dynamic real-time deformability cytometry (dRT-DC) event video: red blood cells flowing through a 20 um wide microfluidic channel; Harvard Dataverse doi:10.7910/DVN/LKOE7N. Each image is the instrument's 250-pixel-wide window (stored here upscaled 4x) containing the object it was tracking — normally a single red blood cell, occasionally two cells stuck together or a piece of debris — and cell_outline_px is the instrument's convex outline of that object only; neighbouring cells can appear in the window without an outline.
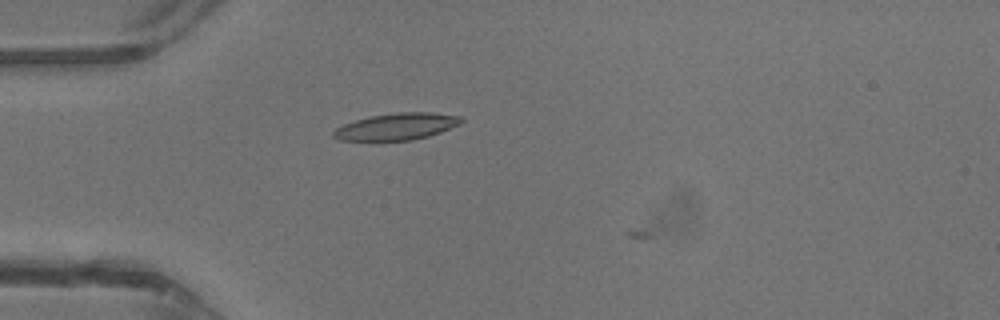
{"species": "common noctule bat (a hibernating species)", "species_latin": "Nyctalus noctula", "temperature_condition": "warm", "stored_images_in_passage": 13, "camera_frame_rate_fps": 3000, "um_per_image_px": 0.085, "animal": {"sex": "male", "body_mass_g": 13.3}, "frame": {"image": 1, "passage_image": 12, "time_ms": 3.667, "image_size_px": [1000, 320], "cell_outline_px": [[464, 120], [460, 124], [440, 132], [428, 136], [412, 140], [340, 140], [332, 136], [332, 132], [336, 128], [344, 124], [368, 116], [396, 112], [432, 112], [460, 116]], "centroid_in_image_um": [33.72, 10.74], "position_along_channel_um": 51.3, "area_um2": 19.88}}